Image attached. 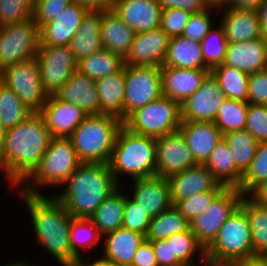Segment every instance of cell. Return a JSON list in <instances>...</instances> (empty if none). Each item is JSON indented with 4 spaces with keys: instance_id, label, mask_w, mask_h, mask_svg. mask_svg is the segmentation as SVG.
Returning <instances> with one entry per match:
<instances>
[{
    "instance_id": "03108f58",
    "label": "cell",
    "mask_w": 267,
    "mask_h": 266,
    "mask_svg": "<svg viewBox=\"0 0 267 266\" xmlns=\"http://www.w3.org/2000/svg\"><path fill=\"white\" fill-rule=\"evenodd\" d=\"M84 260L80 266H123V265H115V264H111V263H108V262H100L98 261L97 259L92 262V263H88Z\"/></svg>"
},
{
    "instance_id": "4316f807",
    "label": "cell",
    "mask_w": 267,
    "mask_h": 266,
    "mask_svg": "<svg viewBox=\"0 0 267 266\" xmlns=\"http://www.w3.org/2000/svg\"><path fill=\"white\" fill-rule=\"evenodd\" d=\"M224 10L221 25L228 42H246L264 37L257 11L220 8Z\"/></svg>"
},
{
    "instance_id": "94428289",
    "label": "cell",
    "mask_w": 267,
    "mask_h": 266,
    "mask_svg": "<svg viewBox=\"0 0 267 266\" xmlns=\"http://www.w3.org/2000/svg\"><path fill=\"white\" fill-rule=\"evenodd\" d=\"M200 261L204 263V266H238L237 260L217 258L207 253H204Z\"/></svg>"
},
{
    "instance_id": "ffe728a7",
    "label": "cell",
    "mask_w": 267,
    "mask_h": 266,
    "mask_svg": "<svg viewBox=\"0 0 267 266\" xmlns=\"http://www.w3.org/2000/svg\"><path fill=\"white\" fill-rule=\"evenodd\" d=\"M132 182H134V191L130 198L150 218L156 217L172 206L167 178L153 176L134 179Z\"/></svg>"
},
{
    "instance_id": "d6986e66",
    "label": "cell",
    "mask_w": 267,
    "mask_h": 266,
    "mask_svg": "<svg viewBox=\"0 0 267 266\" xmlns=\"http://www.w3.org/2000/svg\"><path fill=\"white\" fill-rule=\"evenodd\" d=\"M135 33L148 32L161 25L158 0H114L112 8Z\"/></svg>"
},
{
    "instance_id": "f6af8a7d",
    "label": "cell",
    "mask_w": 267,
    "mask_h": 266,
    "mask_svg": "<svg viewBox=\"0 0 267 266\" xmlns=\"http://www.w3.org/2000/svg\"><path fill=\"white\" fill-rule=\"evenodd\" d=\"M226 187L219 184L214 190L191 195L189 198L178 201L174 206L190 222L211 205L215 198Z\"/></svg>"
},
{
    "instance_id": "db71d44e",
    "label": "cell",
    "mask_w": 267,
    "mask_h": 266,
    "mask_svg": "<svg viewBox=\"0 0 267 266\" xmlns=\"http://www.w3.org/2000/svg\"><path fill=\"white\" fill-rule=\"evenodd\" d=\"M159 266H184L177 258H172L171 239L150 241Z\"/></svg>"
},
{
    "instance_id": "8992f818",
    "label": "cell",
    "mask_w": 267,
    "mask_h": 266,
    "mask_svg": "<svg viewBox=\"0 0 267 266\" xmlns=\"http://www.w3.org/2000/svg\"><path fill=\"white\" fill-rule=\"evenodd\" d=\"M81 163L69 138L52 137L38 166L19 185V191L42 195L39 186L62 185Z\"/></svg>"
},
{
    "instance_id": "816d5d0a",
    "label": "cell",
    "mask_w": 267,
    "mask_h": 266,
    "mask_svg": "<svg viewBox=\"0 0 267 266\" xmlns=\"http://www.w3.org/2000/svg\"><path fill=\"white\" fill-rule=\"evenodd\" d=\"M73 2V0H39L33 5V19L41 28Z\"/></svg>"
},
{
    "instance_id": "2e32d148",
    "label": "cell",
    "mask_w": 267,
    "mask_h": 266,
    "mask_svg": "<svg viewBox=\"0 0 267 266\" xmlns=\"http://www.w3.org/2000/svg\"><path fill=\"white\" fill-rule=\"evenodd\" d=\"M169 41L170 37L161 27L148 32L135 33L130 52L124 59L125 65L161 67Z\"/></svg>"
},
{
    "instance_id": "f35d334b",
    "label": "cell",
    "mask_w": 267,
    "mask_h": 266,
    "mask_svg": "<svg viewBox=\"0 0 267 266\" xmlns=\"http://www.w3.org/2000/svg\"><path fill=\"white\" fill-rule=\"evenodd\" d=\"M33 112L18 96L0 81V121L9 130L25 121Z\"/></svg>"
},
{
    "instance_id": "9a60e30c",
    "label": "cell",
    "mask_w": 267,
    "mask_h": 266,
    "mask_svg": "<svg viewBox=\"0 0 267 266\" xmlns=\"http://www.w3.org/2000/svg\"><path fill=\"white\" fill-rule=\"evenodd\" d=\"M227 99L217 80L209 73L199 89L181 105L182 121L214 122L218 109Z\"/></svg>"
},
{
    "instance_id": "ee69618b",
    "label": "cell",
    "mask_w": 267,
    "mask_h": 266,
    "mask_svg": "<svg viewBox=\"0 0 267 266\" xmlns=\"http://www.w3.org/2000/svg\"><path fill=\"white\" fill-rule=\"evenodd\" d=\"M267 180V142H259L250 167L243 174L239 190L247 195L255 186Z\"/></svg>"
},
{
    "instance_id": "6125c7cd",
    "label": "cell",
    "mask_w": 267,
    "mask_h": 266,
    "mask_svg": "<svg viewBox=\"0 0 267 266\" xmlns=\"http://www.w3.org/2000/svg\"><path fill=\"white\" fill-rule=\"evenodd\" d=\"M238 266H267V255L255 254L238 260Z\"/></svg>"
},
{
    "instance_id": "f907efd6",
    "label": "cell",
    "mask_w": 267,
    "mask_h": 266,
    "mask_svg": "<svg viewBox=\"0 0 267 266\" xmlns=\"http://www.w3.org/2000/svg\"><path fill=\"white\" fill-rule=\"evenodd\" d=\"M190 16L179 8L162 10L160 27L170 38L181 36Z\"/></svg>"
},
{
    "instance_id": "c3c4849f",
    "label": "cell",
    "mask_w": 267,
    "mask_h": 266,
    "mask_svg": "<svg viewBox=\"0 0 267 266\" xmlns=\"http://www.w3.org/2000/svg\"><path fill=\"white\" fill-rule=\"evenodd\" d=\"M214 7H208L202 12L191 14L187 25L185 26L182 36L191 39L192 41L201 42L213 28L210 11Z\"/></svg>"
},
{
    "instance_id": "5bb4252c",
    "label": "cell",
    "mask_w": 267,
    "mask_h": 266,
    "mask_svg": "<svg viewBox=\"0 0 267 266\" xmlns=\"http://www.w3.org/2000/svg\"><path fill=\"white\" fill-rule=\"evenodd\" d=\"M156 141V176L168 178L198 165L182 133L166 134Z\"/></svg>"
},
{
    "instance_id": "e575fe53",
    "label": "cell",
    "mask_w": 267,
    "mask_h": 266,
    "mask_svg": "<svg viewBox=\"0 0 267 266\" xmlns=\"http://www.w3.org/2000/svg\"><path fill=\"white\" fill-rule=\"evenodd\" d=\"M227 99L248 102L249 74L221 64L210 71Z\"/></svg>"
},
{
    "instance_id": "d6a6232c",
    "label": "cell",
    "mask_w": 267,
    "mask_h": 266,
    "mask_svg": "<svg viewBox=\"0 0 267 266\" xmlns=\"http://www.w3.org/2000/svg\"><path fill=\"white\" fill-rule=\"evenodd\" d=\"M126 195L122 194L120 186L105 198L103 203L89 218L98 228L101 236L122 227Z\"/></svg>"
},
{
    "instance_id": "bcb514c9",
    "label": "cell",
    "mask_w": 267,
    "mask_h": 266,
    "mask_svg": "<svg viewBox=\"0 0 267 266\" xmlns=\"http://www.w3.org/2000/svg\"><path fill=\"white\" fill-rule=\"evenodd\" d=\"M33 18V4L29 0H0V27Z\"/></svg>"
},
{
    "instance_id": "680465c9",
    "label": "cell",
    "mask_w": 267,
    "mask_h": 266,
    "mask_svg": "<svg viewBox=\"0 0 267 266\" xmlns=\"http://www.w3.org/2000/svg\"><path fill=\"white\" fill-rule=\"evenodd\" d=\"M263 0H226L225 8L257 11Z\"/></svg>"
},
{
    "instance_id": "836d02e7",
    "label": "cell",
    "mask_w": 267,
    "mask_h": 266,
    "mask_svg": "<svg viewBox=\"0 0 267 266\" xmlns=\"http://www.w3.org/2000/svg\"><path fill=\"white\" fill-rule=\"evenodd\" d=\"M124 65L125 60L123 57L109 50L102 49L80 59L77 63V70L96 81L121 71Z\"/></svg>"
},
{
    "instance_id": "9f6ffc18",
    "label": "cell",
    "mask_w": 267,
    "mask_h": 266,
    "mask_svg": "<svg viewBox=\"0 0 267 266\" xmlns=\"http://www.w3.org/2000/svg\"><path fill=\"white\" fill-rule=\"evenodd\" d=\"M130 266H159L150 241L144 240L142 242Z\"/></svg>"
},
{
    "instance_id": "cb8c5ba5",
    "label": "cell",
    "mask_w": 267,
    "mask_h": 266,
    "mask_svg": "<svg viewBox=\"0 0 267 266\" xmlns=\"http://www.w3.org/2000/svg\"><path fill=\"white\" fill-rule=\"evenodd\" d=\"M197 164L204 165L223 137L214 122L181 121L178 129Z\"/></svg>"
},
{
    "instance_id": "003e7915",
    "label": "cell",
    "mask_w": 267,
    "mask_h": 266,
    "mask_svg": "<svg viewBox=\"0 0 267 266\" xmlns=\"http://www.w3.org/2000/svg\"><path fill=\"white\" fill-rule=\"evenodd\" d=\"M7 129L0 121V151L4 145Z\"/></svg>"
},
{
    "instance_id": "3957f363",
    "label": "cell",
    "mask_w": 267,
    "mask_h": 266,
    "mask_svg": "<svg viewBox=\"0 0 267 266\" xmlns=\"http://www.w3.org/2000/svg\"><path fill=\"white\" fill-rule=\"evenodd\" d=\"M54 197L73 218H90L106 197L119 186L106 163L82 162Z\"/></svg>"
},
{
    "instance_id": "60d3db41",
    "label": "cell",
    "mask_w": 267,
    "mask_h": 266,
    "mask_svg": "<svg viewBox=\"0 0 267 266\" xmlns=\"http://www.w3.org/2000/svg\"><path fill=\"white\" fill-rule=\"evenodd\" d=\"M103 237L89 218H73L70 227V246L72 254L82 263L83 257L79 247L86 249L95 246Z\"/></svg>"
},
{
    "instance_id": "5b68a950",
    "label": "cell",
    "mask_w": 267,
    "mask_h": 266,
    "mask_svg": "<svg viewBox=\"0 0 267 266\" xmlns=\"http://www.w3.org/2000/svg\"><path fill=\"white\" fill-rule=\"evenodd\" d=\"M123 122L111 115H88L68 137L81 162L108 164Z\"/></svg>"
},
{
    "instance_id": "681fc988",
    "label": "cell",
    "mask_w": 267,
    "mask_h": 266,
    "mask_svg": "<svg viewBox=\"0 0 267 266\" xmlns=\"http://www.w3.org/2000/svg\"><path fill=\"white\" fill-rule=\"evenodd\" d=\"M151 218L144 213L139 205L126 195L122 227L147 234Z\"/></svg>"
},
{
    "instance_id": "be15d7a7",
    "label": "cell",
    "mask_w": 267,
    "mask_h": 266,
    "mask_svg": "<svg viewBox=\"0 0 267 266\" xmlns=\"http://www.w3.org/2000/svg\"><path fill=\"white\" fill-rule=\"evenodd\" d=\"M258 16L264 37H267V0H263L259 6Z\"/></svg>"
},
{
    "instance_id": "7dc6e473",
    "label": "cell",
    "mask_w": 267,
    "mask_h": 266,
    "mask_svg": "<svg viewBox=\"0 0 267 266\" xmlns=\"http://www.w3.org/2000/svg\"><path fill=\"white\" fill-rule=\"evenodd\" d=\"M245 130L258 142H267V105L248 103Z\"/></svg>"
},
{
    "instance_id": "7c38bea8",
    "label": "cell",
    "mask_w": 267,
    "mask_h": 266,
    "mask_svg": "<svg viewBox=\"0 0 267 266\" xmlns=\"http://www.w3.org/2000/svg\"><path fill=\"white\" fill-rule=\"evenodd\" d=\"M161 96L160 67L125 65V119Z\"/></svg>"
},
{
    "instance_id": "6f0895ef",
    "label": "cell",
    "mask_w": 267,
    "mask_h": 266,
    "mask_svg": "<svg viewBox=\"0 0 267 266\" xmlns=\"http://www.w3.org/2000/svg\"><path fill=\"white\" fill-rule=\"evenodd\" d=\"M252 201L258 205L267 207V180L255 186L248 194Z\"/></svg>"
},
{
    "instance_id": "8fae6325",
    "label": "cell",
    "mask_w": 267,
    "mask_h": 266,
    "mask_svg": "<svg viewBox=\"0 0 267 266\" xmlns=\"http://www.w3.org/2000/svg\"><path fill=\"white\" fill-rule=\"evenodd\" d=\"M243 196L238 188H225L205 212L190 221V230L205 250L216 239L222 225L240 206Z\"/></svg>"
},
{
    "instance_id": "7a4b0ae2",
    "label": "cell",
    "mask_w": 267,
    "mask_h": 266,
    "mask_svg": "<svg viewBox=\"0 0 267 266\" xmlns=\"http://www.w3.org/2000/svg\"><path fill=\"white\" fill-rule=\"evenodd\" d=\"M20 193L30 211L32 227L41 245L62 266H80L81 262L72 254L69 239L72 216L65 206L53 195Z\"/></svg>"
},
{
    "instance_id": "ba28073f",
    "label": "cell",
    "mask_w": 267,
    "mask_h": 266,
    "mask_svg": "<svg viewBox=\"0 0 267 266\" xmlns=\"http://www.w3.org/2000/svg\"><path fill=\"white\" fill-rule=\"evenodd\" d=\"M40 27L30 18L0 27V72L8 66L36 58Z\"/></svg>"
},
{
    "instance_id": "7bdbcfd3",
    "label": "cell",
    "mask_w": 267,
    "mask_h": 266,
    "mask_svg": "<svg viewBox=\"0 0 267 266\" xmlns=\"http://www.w3.org/2000/svg\"><path fill=\"white\" fill-rule=\"evenodd\" d=\"M166 239H171L172 258H177L184 266H196L193 263L195 253L199 254L200 259L205 253V249L198 243L190 228Z\"/></svg>"
},
{
    "instance_id": "44dd1931",
    "label": "cell",
    "mask_w": 267,
    "mask_h": 266,
    "mask_svg": "<svg viewBox=\"0 0 267 266\" xmlns=\"http://www.w3.org/2000/svg\"><path fill=\"white\" fill-rule=\"evenodd\" d=\"M162 95L180 105L200 87L210 73L208 69L160 67Z\"/></svg>"
},
{
    "instance_id": "4dcf8cb0",
    "label": "cell",
    "mask_w": 267,
    "mask_h": 266,
    "mask_svg": "<svg viewBox=\"0 0 267 266\" xmlns=\"http://www.w3.org/2000/svg\"><path fill=\"white\" fill-rule=\"evenodd\" d=\"M226 188H239L243 173L236 167L226 140L222 137L204 164Z\"/></svg>"
},
{
    "instance_id": "f546056e",
    "label": "cell",
    "mask_w": 267,
    "mask_h": 266,
    "mask_svg": "<svg viewBox=\"0 0 267 266\" xmlns=\"http://www.w3.org/2000/svg\"><path fill=\"white\" fill-rule=\"evenodd\" d=\"M69 46L77 61L103 49L101 11H88L86 13Z\"/></svg>"
},
{
    "instance_id": "1f68e13d",
    "label": "cell",
    "mask_w": 267,
    "mask_h": 266,
    "mask_svg": "<svg viewBox=\"0 0 267 266\" xmlns=\"http://www.w3.org/2000/svg\"><path fill=\"white\" fill-rule=\"evenodd\" d=\"M161 67L207 69L202 56L201 43L182 35L170 38Z\"/></svg>"
},
{
    "instance_id": "d590c367",
    "label": "cell",
    "mask_w": 267,
    "mask_h": 266,
    "mask_svg": "<svg viewBox=\"0 0 267 266\" xmlns=\"http://www.w3.org/2000/svg\"><path fill=\"white\" fill-rule=\"evenodd\" d=\"M240 207L245 211L251 231L254 254L267 255V207L244 195Z\"/></svg>"
},
{
    "instance_id": "7402d4cb",
    "label": "cell",
    "mask_w": 267,
    "mask_h": 266,
    "mask_svg": "<svg viewBox=\"0 0 267 266\" xmlns=\"http://www.w3.org/2000/svg\"><path fill=\"white\" fill-rule=\"evenodd\" d=\"M223 65L247 74L267 69V37L246 42H228Z\"/></svg>"
},
{
    "instance_id": "e0dca14e",
    "label": "cell",
    "mask_w": 267,
    "mask_h": 266,
    "mask_svg": "<svg viewBox=\"0 0 267 266\" xmlns=\"http://www.w3.org/2000/svg\"><path fill=\"white\" fill-rule=\"evenodd\" d=\"M39 114L43 117L51 137L68 138L88 116L76 104L60 101L55 95L48 96Z\"/></svg>"
},
{
    "instance_id": "e7e4bbea",
    "label": "cell",
    "mask_w": 267,
    "mask_h": 266,
    "mask_svg": "<svg viewBox=\"0 0 267 266\" xmlns=\"http://www.w3.org/2000/svg\"><path fill=\"white\" fill-rule=\"evenodd\" d=\"M225 1H226V0H204V2H205L209 7H214V9H216V10L225 7ZM217 8H218V9H217Z\"/></svg>"
},
{
    "instance_id": "f1b7e54d",
    "label": "cell",
    "mask_w": 267,
    "mask_h": 266,
    "mask_svg": "<svg viewBox=\"0 0 267 266\" xmlns=\"http://www.w3.org/2000/svg\"><path fill=\"white\" fill-rule=\"evenodd\" d=\"M100 114L125 120V65L116 73L96 80Z\"/></svg>"
},
{
    "instance_id": "74e56055",
    "label": "cell",
    "mask_w": 267,
    "mask_h": 266,
    "mask_svg": "<svg viewBox=\"0 0 267 266\" xmlns=\"http://www.w3.org/2000/svg\"><path fill=\"white\" fill-rule=\"evenodd\" d=\"M236 167L244 174L250 167L259 142L247 131H234L223 134Z\"/></svg>"
},
{
    "instance_id": "4fadbf2b",
    "label": "cell",
    "mask_w": 267,
    "mask_h": 266,
    "mask_svg": "<svg viewBox=\"0 0 267 266\" xmlns=\"http://www.w3.org/2000/svg\"><path fill=\"white\" fill-rule=\"evenodd\" d=\"M36 59L43 88L49 96L55 95L77 70L78 61L71 52L69 45H39Z\"/></svg>"
},
{
    "instance_id": "f5cc1de1",
    "label": "cell",
    "mask_w": 267,
    "mask_h": 266,
    "mask_svg": "<svg viewBox=\"0 0 267 266\" xmlns=\"http://www.w3.org/2000/svg\"><path fill=\"white\" fill-rule=\"evenodd\" d=\"M248 103L267 105V69L249 75Z\"/></svg>"
},
{
    "instance_id": "6da1fadb",
    "label": "cell",
    "mask_w": 267,
    "mask_h": 266,
    "mask_svg": "<svg viewBox=\"0 0 267 266\" xmlns=\"http://www.w3.org/2000/svg\"><path fill=\"white\" fill-rule=\"evenodd\" d=\"M51 134L39 113L7 130L0 151V171L10 185L17 187L34 171L46 152Z\"/></svg>"
},
{
    "instance_id": "52a82bcc",
    "label": "cell",
    "mask_w": 267,
    "mask_h": 266,
    "mask_svg": "<svg viewBox=\"0 0 267 266\" xmlns=\"http://www.w3.org/2000/svg\"><path fill=\"white\" fill-rule=\"evenodd\" d=\"M181 121L180 104L162 95L133 111L123 121V126L133 133L156 139L178 131Z\"/></svg>"
},
{
    "instance_id": "b9f144b4",
    "label": "cell",
    "mask_w": 267,
    "mask_h": 266,
    "mask_svg": "<svg viewBox=\"0 0 267 266\" xmlns=\"http://www.w3.org/2000/svg\"><path fill=\"white\" fill-rule=\"evenodd\" d=\"M218 27L212 28L200 42L205 67L209 71L223 64L225 60L228 41L223 26L219 23Z\"/></svg>"
},
{
    "instance_id": "a7ac6f4b",
    "label": "cell",
    "mask_w": 267,
    "mask_h": 266,
    "mask_svg": "<svg viewBox=\"0 0 267 266\" xmlns=\"http://www.w3.org/2000/svg\"><path fill=\"white\" fill-rule=\"evenodd\" d=\"M5 266H29V265L26 264V262L24 263L23 261L22 262L18 261V262H15V263L6 264Z\"/></svg>"
},
{
    "instance_id": "11a10c76",
    "label": "cell",
    "mask_w": 267,
    "mask_h": 266,
    "mask_svg": "<svg viewBox=\"0 0 267 266\" xmlns=\"http://www.w3.org/2000/svg\"><path fill=\"white\" fill-rule=\"evenodd\" d=\"M158 3L162 10L179 8L191 14L202 12L209 7L204 0H158Z\"/></svg>"
},
{
    "instance_id": "d4e9b609",
    "label": "cell",
    "mask_w": 267,
    "mask_h": 266,
    "mask_svg": "<svg viewBox=\"0 0 267 266\" xmlns=\"http://www.w3.org/2000/svg\"><path fill=\"white\" fill-rule=\"evenodd\" d=\"M103 237H106L102 250L104 256L97 260L123 266L132 264L137 249L145 240V235L124 227Z\"/></svg>"
},
{
    "instance_id": "8d00e7d4",
    "label": "cell",
    "mask_w": 267,
    "mask_h": 266,
    "mask_svg": "<svg viewBox=\"0 0 267 266\" xmlns=\"http://www.w3.org/2000/svg\"><path fill=\"white\" fill-rule=\"evenodd\" d=\"M189 228L190 222L172 205L151 218L145 240L166 239L173 234L187 231Z\"/></svg>"
},
{
    "instance_id": "603a6c76",
    "label": "cell",
    "mask_w": 267,
    "mask_h": 266,
    "mask_svg": "<svg viewBox=\"0 0 267 266\" xmlns=\"http://www.w3.org/2000/svg\"><path fill=\"white\" fill-rule=\"evenodd\" d=\"M172 205L194 193L214 190L220 183L205 165L198 164L167 178Z\"/></svg>"
},
{
    "instance_id": "ab89813d",
    "label": "cell",
    "mask_w": 267,
    "mask_h": 266,
    "mask_svg": "<svg viewBox=\"0 0 267 266\" xmlns=\"http://www.w3.org/2000/svg\"><path fill=\"white\" fill-rule=\"evenodd\" d=\"M248 102L225 99L214 120L222 134L245 130Z\"/></svg>"
},
{
    "instance_id": "83f0119b",
    "label": "cell",
    "mask_w": 267,
    "mask_h": 266,
    "mask_svg": "<svg viewBox=\"0 0 267 266\" xmlns=\"http://www.w3.org/2000/svg\"><path fill=\"white\" fill-rule=\"evenodd\" d=\"M135 31L113 10L101 11V42L103 49L124 59L129 54Z\"/></svg>"
},
{
    "instance_id": "9c48e42d",
    "label": "cell",
    "mask_w": 267,
    "mask_h": 266,
    "mask_svg": "<svg viewBox=\"0 0 267 266\" xmlns=\"http://www.w3.org/2000/svg\"><path fill=\"white\" fill-rule=\"evenodd\" d=\"M205 253L237 261L255 255L248 217L240 206L219 229L216 239Z\"/></svg>"
},
{
    "instance_id": "484cf974",
    "label": "cell",
    "mask_w": 267,
    "mask_h": 266,
    "mask_svg": "<svg viewBox=\"0 0 267 266\" xmlns=\"http://www.w3.org/2000/svg\"><path fill=\"white\" fill-rule=\"evenodd\" d=\"M96 81L76 70L55 96L63 102L76 104L88 115H100Z\"/></svg>"
},
{
    "instance_id": "ac0fdd59",
    "label": "cell",
    "mask_w": 267,
    "mask_h": 266,
    "mask_svg": "<svg viewBox=\"0 0 267 266\" xmlns=\"http://www.w3.org/2000/svg\"><path fill=\"white\" fill-rule=\"evenodd\" d=\"M89 10L78 2L71 3L40 28V45H69Z\"/></svg>"
},
{
    "instance_id": "91938a15",
    "label": "cell",
    "mask_w": 267,
    "mask_h": 266,
    "mask_svg": "<svg viewBox=\"0 0 267 266\" xmlns=\"http://www.w3.org/2000/svg\"><path fill=\"white\" fill-rule=\"evenodd\" d=\"M89 11H105L113 8L114 0H73Z\"/></svg>"
},
{
    "instance_id": "89a4df30",
    "label": "cell",
    "mask_w": 267,
    "mask_h": 266,
    "mask_svg": "<svg viewBox=\"0 0 267 266\" xmlns=\"http://www.w3.org/2000/svg\"><path fill=\"white\" fill-rule=\"evenodd\" d=\"M33 5L36 4L39 0H29Z\"/></svg>"
},
{
    "instance_id": "30bf717a",
    "label": "cell",
    "mask_w": 267,
    "mask_h": 266,
    "mask_svg": "<svg viewBox=\"0 0 267 266\" xmlns=\"http://www.w3.org/2000/svg\"><path fill=\"white\" fill-rule=\"evenodd\" d=\"M0 81L9 87L33 113H39L48 99L36 58L6 67Z\"/></svg>"
},
{
    "instance_id": "277c9868",
    "label": "cell",
    "mask_w": 267,
    "mask_h": 266,
    "mask_svg": "<svg viewBox=\"0 0 267 266\" xmlns=\"http://www.w3.org/2000/svg\"><path fill=\"white\" fill-rule=\"evenodd\" d=\"M108 165L118 184L123 173L131 180L156 176L155 138L133 133L122 126Z\"/></svg>"
}]
</instances>
